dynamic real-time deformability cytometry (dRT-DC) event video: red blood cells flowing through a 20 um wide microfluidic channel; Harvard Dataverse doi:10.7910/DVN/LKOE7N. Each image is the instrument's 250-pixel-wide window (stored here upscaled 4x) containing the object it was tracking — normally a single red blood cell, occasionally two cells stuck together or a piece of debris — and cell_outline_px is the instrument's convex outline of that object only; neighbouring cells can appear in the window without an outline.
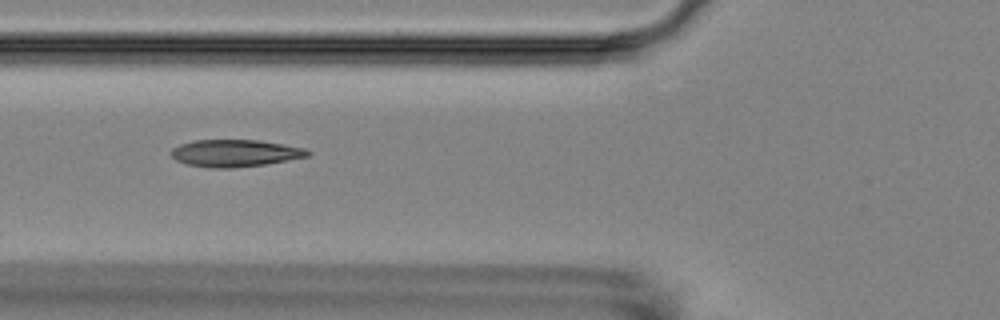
{"species": "Egyptian fruit bat (a non-hibernating species)", "species_latin": "Rousettus aegyptiacus", "temperature_condition": "room temperature", "stored_images_in_passage": 6, "camera_frame_rate_fps": 3000, "um_per_image_px": 0.085, "animal": {"sex": "female"}, "frame": {"image": 1, "passage_image": 6, "time_ms": 6.667, "image_size_px": [1000, 320], "cell_outline_px": [[312, 152], [308, 156], [264, 164], [228, 168], [212, 168], [188, 164], [176, 160], [168, 152], [172, 148], [180, 144], [192, 140], [260, 140], [308, 148]], "centroid_in_image_um": [19.98, 13.0], "position_along_channel_um": 105.8, "area_um2": 21.62}}